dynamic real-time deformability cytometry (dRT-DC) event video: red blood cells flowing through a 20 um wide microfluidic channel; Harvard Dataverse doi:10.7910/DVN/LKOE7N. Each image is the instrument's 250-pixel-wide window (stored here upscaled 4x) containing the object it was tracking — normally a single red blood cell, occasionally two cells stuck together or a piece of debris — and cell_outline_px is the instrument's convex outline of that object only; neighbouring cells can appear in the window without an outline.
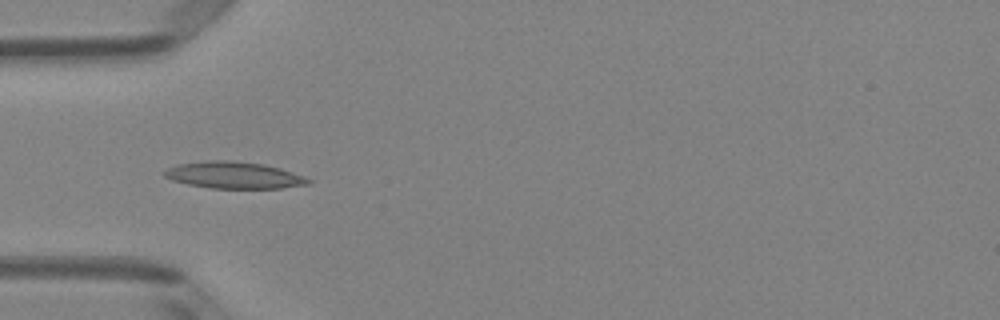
{"species": "Egyptian fruit bat (a non-hibernating species)", "species_latin": "Rousettus aegyptiacus", "temperature_condition": "room temperature", "stored_images_in_passage": 6, "camera_frame_rate_fps": 3000, "um_per_image_px": 0.085, "animal": {"sex": "female"}, "frame": {"image": 1, "passage_image": 3, "time_ms": 0.667, "image_size_px": [1000, 320], "cell_outline_px": [[312, 184], [280, 188], [212, 188], [188, 184], [172, 180], [164, 176], [160, 172], [176, 164], [208, 160], [228, 160], [264, 164], [280, 168], [304, 176], [312, 180]], "centroid_in_image_um": [19.88, 14.88], "position_along_channel_um": 65.1, "area_um2": 22.54}}
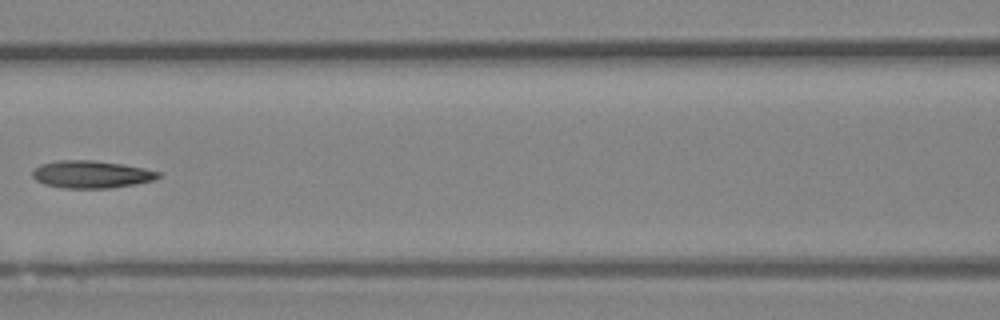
{"frame": {"image": 2, "passage_image": 5, "time_ms": 1.333, "image_size_px": [1000, 320], "cell_outline_px": [[164, 176], [152, 180], [136, 184], [108, 188], [64, 188], [44, 184], [36, 180], [32, 176], [32, 168], [40, 164], [56, 160], [96, 160], [124, 164], [144, 168], [160, 172]], "centroid_in_image_um": [7.75, 14.81], "position_along_channel_um": 158.8, "area_um2": 20.4}}
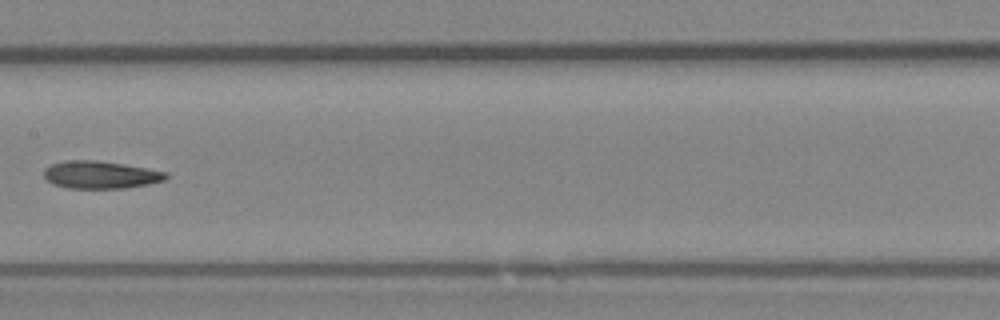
{"frame": {"image": 3, "passage_image": 6, "time_ms": 1.667, "image_size_px": [1000, 320], "cell_outline_px": [[168, 176], [164, 180], [148, 184], [124, 188], [68, 188], [52, 184], [44, 176], [44, 168], [52, 164], [64, 160], [96, 160], [168, 172]], "centroid_in_image_um": [8.5, 14.86], "position_along_channel_um": 198.9, "area_um2": 19.42}}